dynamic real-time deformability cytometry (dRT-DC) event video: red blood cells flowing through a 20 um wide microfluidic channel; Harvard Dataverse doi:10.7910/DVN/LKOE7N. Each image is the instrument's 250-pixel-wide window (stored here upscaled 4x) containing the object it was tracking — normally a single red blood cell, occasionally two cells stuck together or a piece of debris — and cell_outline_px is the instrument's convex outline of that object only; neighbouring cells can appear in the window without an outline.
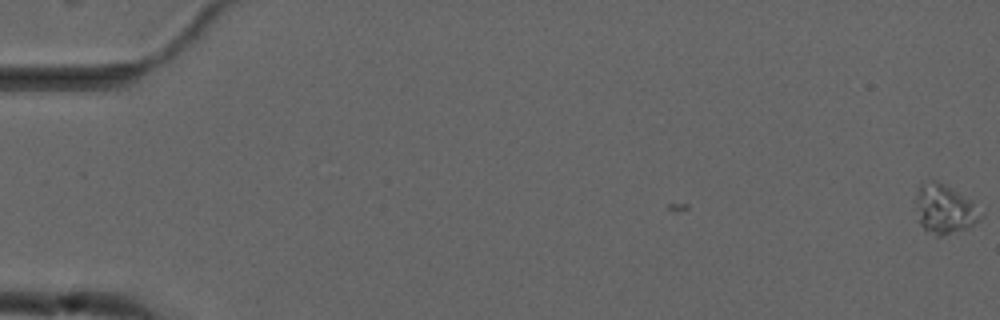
{"species": "common noctule bat (a hibernating species)", "species_latin": "Nyctalus noctula", "temperature_condition": "cold", "stored_images_in_passage": 6, "camera_frame_rate_fps": 3000, "um_per_image_px": 0.085, "animal": {"sex": "male", "forearm_length_mm": 52.5}, "frame": {"image": 1, "passage_image": 1, "time_ms": 0.0, "image_size_px": [1000, 320], "cell_outline_px": [[984, 216], [980, 220], [964, 228], [940, 236], [936, 236], [924, 228], [920, 224], [916, 204], [916, 192], [920, 184], [924, 180], [940, 180], [968, 200], [984, 212]], "centroid_in_image_um": [80.26, 17.73], "position_along_channel_um": 4.7, "area_um2": 18.32}}